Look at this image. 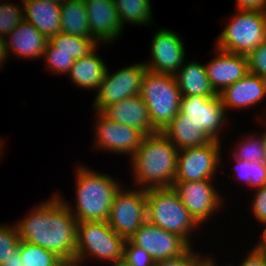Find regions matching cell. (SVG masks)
<instances>
[{"instance_id": "obj_9", "label": "cell", "mask_w": 266, "mask_h": 266, "mask_svg": "<svg viewBox=\"0 0 266 266\" xmlns=\"http://www.w3.org/2000/svg\"><path fill=\"white\" fill-rule=\"evenodd\" d=\"M220 149L221 141L212 140L203 146L179 150L174 182L214 180L220 170L217 168L222 166Z\"/></svg>"}, {"instance_id": "obj_21", "label": "cell", "mask_w": 266, "mask_h": 266, "mask_svg": "<svg viewBox=\"0 0 266 266\" xmlns=\"http://www.w3.org/2000/svg\"><path fill=\"white\" fill-rule=\"evenodd\" d=\"M24 20L48 40L61 32V5L54 2L22 1Z\"/></svg>"}, {"instance_id": "obj_17", "label": "cell", "mask_w": 266, "mask_h": 266, "mask_svg": "<svg viewBox=\"0 0 266 266\" xmlns=\"http://www.w3.org/2000/svg\"><path fill=\"white\" fill-rule=\"evenodd\" d=\"M214 48L216 55L205 64V67L212 88L219 94L225 87L239 81L249 73L248 59L243 54Z\"/></svg>"}, {"instance_id": "obj_18", "label": "cell", "mask_w": 266, "mask_h": 266, "mask_svg": "<svg viewBox=\"0 0 266 266\" xmlns=\"http://www.w3.org/2000/svg\"><path fill=\"white\" fill-rule=\"evenodd\" d=\"M227 110H243L260 104L266 97V79L248 73L239 81L225 87L219 94Z\"/></svg>"}, {"instance_id": "obj_35", "label": "cell", "mask_w": 266, "mask_h": 266, "mask_svg": "<svg viewBox=\"0 0 266 266\" xmlns=\"http://www.w3.org/2000/svg\"><path fill=\"white\" fill-rule=\"evenodd\" d=\"M248 71L266 79V41L247 55Z\"/></svg>"}, {"instance_id": "obj_27", "label": "cell", "mask_w": 266, "mask_h": 266, "mask_svg": "<svg viewBox=\"0 0 266 266\" xmlns=\"http://www.w3.org/2000/svg\"><path fill=\"white\" fill-rule=\"evenodd\" d=\"M117 8L121 25H149L152 20V8L150 0H113ZM151 21V22H150Z\"/></svg>"}, {"instance_id": "obj_36", "label": "cell", "mask_w": 266, "mask_h": 266, "mask_svg": "<svg viewBox=\"0 0 266 266\" xmlns=\"http://www.w3.org/2000/svg\"><path fill=\"white\" fill-rule=\"evenodd\" d=\"M192 247L179 257L155 262V266H195L204 256L196 253Z\"/></svg>"}, {"instance_id": "obj_3", "label": "cell", "mask_w": 266, "mask_h": 266, "mask_svg": "<svg viewBox=\"0 0 266 266\" xmlns=\"http://www.w3.org/2000/svg\"><path fill=\"white\" fill-rule=\"evenodd\" d=\"M75 178L76 206H71L63 199L71 213L78 222H106L114 197L122 184L109 174L82 165L77 167Z\"/></svg>"}, {"instance_id": "obj_15", "label": "cell", "mask_w": 266, "mask_h": 266, "mask_svg": "<svg viewBox=\"0 0 266 266\" xmlns=\"http://www.w3.org/2000/svg\"><path fill=\"white\" fill-rule=\"evenodd\" d=\"M172 30L160 29L153 35L151 60L144 61L147 70L174 75L185 62V45L182 37Z\"/></svg>"}, {"instance_id": "obj_37", "label": "cell", "mask_w": 266, "mask_h": 266, "mask_svg": "<svg viewBox=\"0 0 266 266\" xmlns=\"http://www.w3.org/2000/svg\"><path fill=\"white\" fill-rule=\"evenodd\" d=\"M254 199L251 201V211L259 223L266 228V186L255 190Z\"/></svg>"}, {"instance_id": "obj_32", "label": "cell", "mask_w": 266, "mask_h": 266, "mask_svg": "<svg viewBox=\"0 0 266 266\" xmlns=\"http://www.w3.org/2000/svg\"><path fill=\"white\" fill-rule=\"evenodd\" d=\"M20 237L16 224H0V265L18 250Z\"/></svg>"}, {"instance_id": "obj_7", "label": "cell", "mask_w": 266, "mask_h": 266, "mask_svg": "<svg viewBox=\"0 0 266 266\" xmlns=\"http://www.w3.org/2000/svg\"><path fill=\"white\" fill-rule=\"evenodd\" d=\"M125 242L105 221L78 222L74 264L82 266L90 257L109 263L120 260Z\"/></svg>"}, {"instance_id": "obj_14", "label": "cell", "mask_w": 266, "mask_h": 266, "mask_svg": "<svg viewBox=\"0 0 266 266\" xmlns=\"http://www.w3.org/2000/svg\"><path fill=\"white\" fill-rule=\"evenodd\" d=\"M129 240L144 248L155 262L179 257L191 247L179 235L148 221L142 224Z\"/></svg>"}, {"instance_id": "obj_25", "label": "cell", "mask_w": 266, "mask_h": 266, "mask_svg": "<svg viewBox=\"0 0 266 266\" xmlns=\"http://www.w3.org/2000/svg\"><path fill=\"white\" fill-rule=\"evenodd\" d=\"M61 32L91 38L84 0H66L61 4Z\"/></svg>"}, {"instance_id": "obj_49", "label": "cell", "mask_w": 266, "mask_h": 266, "mask_svg": "<svg viewBox=\"0 0 266 266\" xmlns=\"http://www.w3.org/2000/svg\"><path fill=\"white\" fill-rule=\"evenodd\" d=\"M66 266H77V265H75V264H67Z\"/></svg>"}, {"instance_id": "obj_10", "label": "cell", "mask_w": 266, "mask_h": 266, "mask_svg": "<svg viewBox=\"0 0 266 266\" xmlns=\"http://www.w3.org/2000/svg\"><path fill=\"white\" fill-rule=\"evenodd\" d=\"M146 70L144 62L126 66L112 74L107 68L104 80L94 97L92 104L94 112H101L110 104L139 95Z\"/></svg>"}, {"instance_id": "obj_45", "label": "cell", "mask_w": 266, "mask_h": 266, "mask_svg": "<svg viewBox=\"0 0 266 266\" xmlns=\"http://www.w3.org/2000/svg\"><path fill=\"white\" fill-rule=\"evenodd\" d=\"M20 1H44V2L46 1V2H54V3L61 5L66 0H20Z\"/></svg>"}, {"instance_id": "obj_33", "label": "cell", "mask_w": 266, "mask_h": 266, "mask_svg": "<svg viewBox=\"0 0 266 266\" xmlns=\"http://www.w3.org/2000/svg\"><path fill=\"white\" fill-rule=\"evenodd\" d=\"M43 58H45L47 69L57 75L68 74L75 62V59L65 52H44Z\"/></svg>"}, {"instance_id": "obj_46", "label": "cell", "mask_w": 266, "mask_h": 266, "mask_svg": "<svg viewBox=\"0 0 266 266\" xmlns=\"http://www.w3.org/2000/svg\"><path fill=\"white\" fill-rule=\"evenodd\" d=\"M261 240L266 244V228L263 229Z\"/></svg>"}, {"instance_id": "obj_22", "label": "cell", "mask_w": 266, "mask_h": 266, "mask_svg": "<svg viewBox=\"0 0 266 266\" xmlns=\"http://www.w3.org/2000/svg\"><path fill=\"white\" fill-rule=\"evenodd\" d=\"M162 133L178 150L203 146L214 140L201 126L182 119L180 111Z\"/></svg>"}, {"instance_id": "obj_39", "label": "cell", "mask_w": 266, "mask_h": 266, "mask_svg": "<svg viewBox=\"0 0 266 266\" xmlns=\"http://www.w3.org/2000/svg\"><path fill=\"white\" fill-rule=\"evenodd\" d=\"M236 9L266 10V0H235Z\"/></svg>"}, {"instance_id": "obj_29", "label": "cell", "mask_w": 266, "mask_h": 266, "mask_svg": "<svg viewBox=\"0 0 266 266\" xmlns=\"http://www.w3.org/2000/svg\"><path fill=\"white\" fill-rule=\"evenodd\" d=\"M265 131L259 134L258 136L255 135H248L245 138H242L240 142L235 144L236 148L234 147V159H239L248 162H264L265 157V148H266V129ZM260 136V137H259Z\"/></svg>"}, {"instance_id": "obj_28", "label": "cell", "mask_w": 266, "mask_h": 266, "mask_svg": "<svg viewBox=\"0 0 266 266\" xmlns=\"http://www.w3.org/2000/svg\"><path fill=\"white\" fill-rule=\"evenodd\" d=\"M19 253L25 266H66L67 264L56 254L37 246L36 244L20 240Z\"/></svg>"}, {"instance_id": "obj_30", "label": "cell", "mask_w": 266, "mask_h": 266, "mask_svg": "<svg viewBox=\"0 0 266 266\" xmlns=\"http://www.w3.org/2000/svg\"><path fill=\"white\" fill-rule=\"evenodd\" d=\"M234 170L237 172L234 177L248 184L254 189L266 186V165L264 162H248L235 159Z\"/></svg>"}, {"instance_id": "obj_40", "label": "cell", "mask_w": 266, "mask_h": 266, "mask_svg": "<svg viewBox=\"0 0 266 266\" xmlns=\"http://www.w3.org/2000/svg\"><path fill=\"white\" fill-rule=\"evenodd\" d=\"M0 266H25L23 260L21 259L19 249L16 250L11 257H9L2 265Z\"/></svg>"}, {"instance_id": "obj_38", "label": "cell", "mask_w": 266, "mask_h": 266, "mask_svg": "<svg viewBox=\"0 0 266 266\" xmlns=\"http://www.w3.org/2000/svg\"><path fill=\"white\" fill-rule=\"evenodd\" d=\"M247 253L248 255H246L238 266H266V257L256 245ZM227 266H234V264H228Z\"/></svg>"}, {"instance_id": "obj_2", "label": "cell", "mask_w": 266, "mask_h": 266, "mask_svg": "<svg viewBox=\"0 0 266 266\" xmlns=\"http://www.w3.org/2000/svg\"><path fill=\"white\" fill-rule=\"evenodd\" d=\"M178 152L176 146L162 132L146 135L141 146L129 159L137 188H172Z\"/></svg>"}, {"instance_id": "obj_24", "label": "cell", "mask_w": 266, "mask_h": 266, "mask_svg": "<svg viewBox=\"0 0 266 266\" xmlns=\"http://www.w3.org/2000/svg\"><path fill=\"white\" fill-rule=\"evenodd\" d=\"M96 48L86 57L75 60L68 75L69 80L78 87L98 91L101 82L104 80L108 66L103 58L97 55Z\"/></svg>"}, {"instance_id": "obj_47", "label": "cell", "mask_w": 266, "mask_h": 266, "mask_svg": "<svg viewBox=\"0 0 266 266\" xmlns=\"http://www.w3.org/2000/svg\"><path fill=\"white\" fill-rule=\"evenodd\" d=\"M3 142H4V140L0 138V159L2 158V155L1 154H2V150H3V146L5 144Z\"/></svg>"}, {"instance_id": "obj_16", "label": "cell", "mask_w": 266, "mask_h": 266, "mask_svg": "<svg viewBox=\"0 0 266 266\" xmlns=\"http://www.w3.org/2000/svg\"><path fill=\"white\" fill-rule=\"evenodd\" d=\"M91 38L99 44H112L123 31L113 0H84Z\"/></svg>"}, {"instance_id": "obj_20", "label": "cell", "mask_w": 266, "mask_h": 266, "mask_svg": "<svg viewBox=\"0 0 266 266\" xmlns=\"http://www.w3.org/2000/svg\"><path fill=\"white\" fill-rule=\"evenodd\" d=\"M6 38L8 53L21 59H41L48 39L31 23L23 20Z\"/></svg>"}, {"instance_id": "obj_4", "label": "cell", "mask_w": 266, "mask_h": 266, "mask_svg": "<svg viewBox=\"0 0 266 266\" xmlns=\"http://www.w3.org/2000/svg\"><path fill=\"white\" fill-rule=\"evenodd\" d=\"M139 95L156 131L162 132L180 111L182 94L174 75L146 70Z\"/></svg>"}, {"instance_id": "obj_8", "label": "cell", "mask_w": 266, "mask_h": 266, "mask_svg": "<svg viewBox=\"0 0 266 266\" xmlns=\"http://www.w3.org/2000/svg\"><path fill=\"white\" fill-rule=\"evenodd\" d=\"M146 190L121 187L114 197L107 223L126 240L147 221Z\"/></svg>"}, {"instance_id": "obj_11", "label": "cell", "mask_w": 266, "mask_h": 266, "mask_svg": "<svg viewBox=\"0 0 266 266\" xmlns=\"http://www.w3.org/2000/svg\"><path fill=\"white\" fill-rule=\"evenodd\" d=\"M96 113V124L94 134V148L102 151L115 153L116 155H129L141 146L145 135L135 128L111 121L101 112Z\"/></svg>"}, {"instance_id": "obj_23", "label": "cell", "mask_w": 266, "mask_h": 266, "mask_svg": "<svg viewBox=\"0 0 266 266\" xmlns=\"http://www.w3.org/2000/svg\"><path fill=\"white\" fill-rule=\"evenodd\" d=\"M184 63L174 74L182 96H216L217 93L210 84L205 65L196 60Z\"/></svg>"}, {"instance_id": "obj_41", "label": "cell", "mask_w": 266, "mask_h": 266, "mask_svg": "<svg viewBox=\"0 0 266 266\" xmlns=\"http://www.w3.org/2000/svg\"><path fill=\"white\" fill-rule=\"evenodd\" d=\"M8 54L6 49V38L0 36V70L3 68L4 62L8 59Z\"/></svg>"}, {"instance_id": "obj_42", "label": "cell", "mask_w": 266, "mask_h": 266, "mask_svg": "<svg viewBox=\"0 0 266 266\" xmlns=\"http://www.w3.org/2000/svg\"><path fill=\"white\" fill-rule=\"evenodd\" d=\"M195 266H218L211 256H204Z\"/></svg>"}, {"instance_id": "obj_5", "label": "cell", "mask_w": 266, "mask_h": 266, "mask_svg": "<svg viewBox=\"0 0 266 266\" xmlns=\"http://www.w3.org/2000/svg\"><path fill=\"white\" fill-rule=\"evenodd\" d=\"M147 221L182 237L190 246L192 231L200 226L173 188L146 190ZM190 236V237H189Z\"/></svg>"}, {"instance_id": "obj_34", "label": "cell", "mask_w": 266, "mask_h": 266, "mask_svg": "<svg viewBox=\"0 0 266 266\" xmlns=\"http://www.w3.org/2000/svg\"><path fill=\"white\" fill-rule=\"evenodd\" d=\"M123 258L131 266H149L155 263L144 248L134 245L129 239L125 242Z\"/></svg>"}, {"instance_id": "obj_26", "label": "cell", "mask_w": 266, "mask_h": 266, "mask_svg": "<svg viewBox=\"0 0 266 266\" xmlns=\"http://www.w3.org/2000/svg\"><path fill=\"white\" fill-rule=\"evenodd\" d=\"M99 45L93 38H85L60 32L48 40L44 52H65L77 60L88 56Z\"/></svg>"}, {"instance_id": "obj_43", "label": "cell", "mask_w": 266, "mask_h": 266, "mask_svg": "<svg viewBox=\"0 0 266 266\" xmlns=\"http://www.w3.org/2000/svg\"><path fill=\"white\" fill-rule=\"evenodd\" d=\"M109 264H111V266H131L125 261L124 258L117 260V261H114V262H111Z\"/></svg>"}, {"instance_id": "obj_1", "label": "cell", "mask_w": 266, "mask_h": 266, "mask_svg": "<svg viewBox=\"0 0 266 266\" xmlns=\"http://www.w3.org/2000/svg\"><path fill=\"white\" fill-rule=\"evenodd\" d=\"M59 193L34 206L24 219L15 224L20 240L43 247L74 264L78 221Z\"/></svg>"}, {"instance_id": "obj_44", "label": "cell", "mask_w": 266, "mask_h": 266, "mask_svg": "<svg viewBox=\"0 0 266 266\" xmlns=\"http://www.w3.org/2000/svg\"><path fill=\"white\" fill-rule=\"evenodd\" d=\"M264 254V256L266 257V244L259 239V241L255 244Z\"/></svg>"}, {"instance_id": "obj_48", "label": "cell", "mask_w": 266, "mask_h": 266, "mask_svg": "<svg viewBox=\"0 0 266 266\" xmlns=\"http://www.w3.org/2000/svg\"><path fill=\"white\" fill-rule=\"evenodd\" d=\"M265 123H264V125H265V128H266V121H264ZM264 163H265V165H266V148H265V157H264Z\"/></svg>"}, {"instance_id": "obj_13", "label": "cell", "mask_w": 266, "mask_h": 266, "mask_svg": "<svg viewBox=\"0 0 266 266\" xmlns=\"http://www.w3.org/2000/svg\"><path fill=\"white\" fill-rule=\"evenodd\" d=\"M180 112L182 119L193 121L214 140L221 141V130L228 123V114L218 94L213 97L182 96Z\"/></svg>"}, {"instance_id": "obj_19", "label": "cell", "mask_w": 266, "mask_h": 266, "mask_svg": "<svg viewBox=\"0 0 266 266\" xmlns=\"http://www.w3.org/2000/svg\"><path fill=\"white\" fill-rule=\"evenodd\" d=\"M101 113L111 121L137 129L145 136L157 132L152 126L148 109L140 95L110 104Z\"/></svg>"}, {"instance_id": "obj_12", "label": "cell", "mask_w": 266, "mask_h": 266, "mask_svg": "<svg viewBox=\"0 0 266 266\" xmlns=\"http://www.w3.org/2000/svg\"><path fill=\"white\" fill-rule=\"evenodd\" d=\"M214 187L212 180L174 182L172 186L199 226L223 207L221 195Z\"/></svg>"}, {"instance_id": "obj_6", "label": "cell", "mask_w": 266, "mask_h": 266, "mask_svg": "<svg viewBox=\"0 0 266 266\" xmlns=\"http://www.w3.org/2000/svg\"><path fill=\"white\" fill-rule=\"evenodd\" d=\"M220 32L215 47L248 55L266 41V10L236 9Z\"/></svg>"}, {"instance_id": "obj_31", "label": "cell", "mask_w": 266, "mask_h": 266, "mask_svg": "<svg viewBox=\"0 0 266 266\" xmlns=\"http://www.w3.org/2000/svg\"><path fill=\"white\" fill-rule=\"evenodd\" d=\"M0 1V36H7L24 20L23 5ZM20 6V7H19Z\"/></svg>"}]
</instances>
